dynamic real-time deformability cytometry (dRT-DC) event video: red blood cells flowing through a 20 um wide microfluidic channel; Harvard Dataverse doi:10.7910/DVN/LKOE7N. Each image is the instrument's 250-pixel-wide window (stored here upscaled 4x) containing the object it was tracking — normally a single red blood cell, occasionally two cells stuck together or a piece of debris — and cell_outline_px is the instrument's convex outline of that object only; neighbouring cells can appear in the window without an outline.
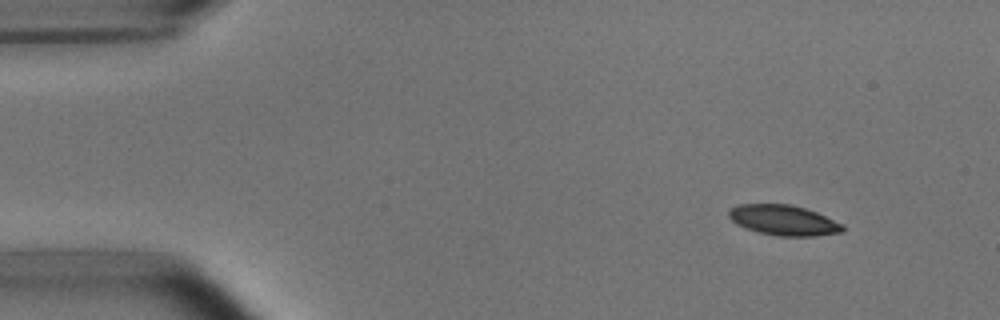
{"species": "common noctule bat (a hibernating species)", "species_latin": "Nyctalus noctula", "temperature_condition": "room temperature", "stored_images_in_passage": 3, "camera_frame_rate_fps": 3000, "um_per_image_px": 0.085, "animal": {"sex": "male", "body_mass_g": 15.6}, "frame": {"image": 1, "passage_image": 1, "time_ms": 0.0, "image_size_px": [1000, 320], "cell_outline_px": [[844, 232], [816, 236], [776, 236], [760, 232], [736, 224], [728, 216], [728, 212], [736, 204], [792, 204], [816, 212], [844, 224]], "centroid_in_image_um": [66.63, 18.72], "position_along_channel_um": 18.4, "area_um2": 20.11}}